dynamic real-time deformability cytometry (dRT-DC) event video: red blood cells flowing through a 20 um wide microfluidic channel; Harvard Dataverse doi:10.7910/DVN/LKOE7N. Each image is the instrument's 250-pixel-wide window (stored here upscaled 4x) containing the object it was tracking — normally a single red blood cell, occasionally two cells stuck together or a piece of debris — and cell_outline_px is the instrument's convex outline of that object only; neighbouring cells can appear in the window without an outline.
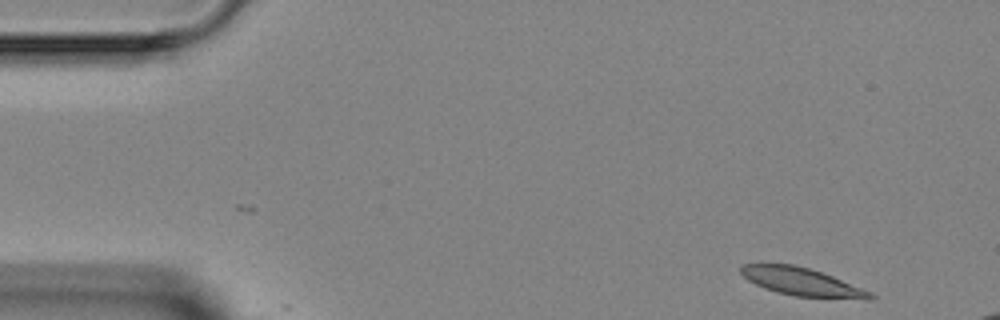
{"species": "Egyptian fruit bat (a non-hibernating species)", "species_latin": "Rousettus aegyptiacus", "temperature_condition": "room temperature", "stored_images_in_passage": 4, "camera_frame_rate_fps": 3000, "um_per_image_px": 0.085, "animal": {"sex": "female"}, "frame": {"image": 1, "passage_image": 1, "time_ms": 0.0, "image_size_px": [1000, 320], "cell_outline_px": [[876, 296], [872, 300], [868, 300], [796, 296], [776, 292], [764, 288], [748, 280], [740, 272], [740, 264], [796, 264], [832, 276], [872, 292]], "centroid_in_image_um": [68.19, 23.97], "position_along_channel_um": 16.8, "area_um2": 21.1}}